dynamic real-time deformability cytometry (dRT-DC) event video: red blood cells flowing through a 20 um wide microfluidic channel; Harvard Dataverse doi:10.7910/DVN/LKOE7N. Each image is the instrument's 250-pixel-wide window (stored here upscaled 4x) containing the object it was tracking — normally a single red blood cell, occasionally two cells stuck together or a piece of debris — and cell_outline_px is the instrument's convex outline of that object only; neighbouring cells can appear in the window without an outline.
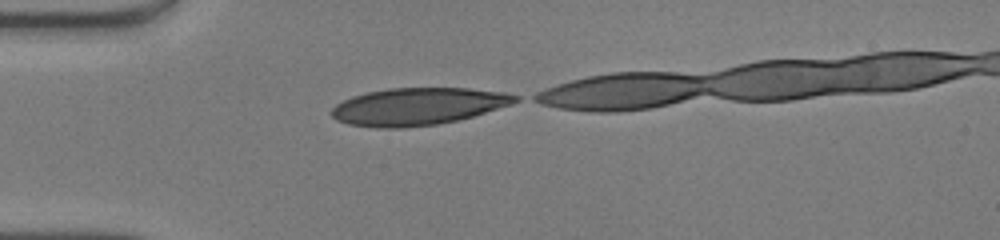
{"species": "human", "species_latin": "Homo sapiens", "temperature_condition": "warm", "stored_images_in_passage": 27, "camera_frame_rate_fps": 3000, "um_per_image_px": 0.085, "donor": {"sex": "male"}, "frame": {"image": 1, "passage_image": 1, "time_ms": 0.0, "image_size_px": [1000, 240], "cell_outline_px": [[520, 100], [512, 104], [472, 116], [456, 120], [436, 124], [404, 128], [376, 128], [348, 124], [336, 120], [332, 116], [332, 108], [336, 104], [352, 96], [368, 92], [388, 88], [468, 88], [508, 92], [520, 96]], "centroid_in_image_um": [35.54, 9.04], "position_along_channel_um": 49.5, "area_um2": 39.94}}
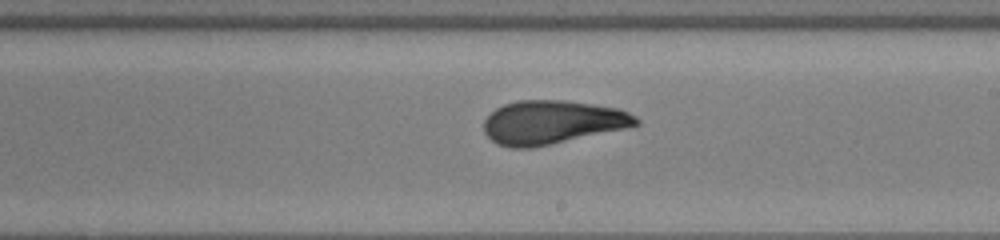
{"frame": {"image": 2, "passage_image": 16, "time_ms": 5.0, "image_size_px": [1000, 240], "cell_outline_px": [[640, 124], [628, 128], [532, 148], [508, 148], [496, 144], [484, 132], [484, 120], [496, 108], [504, 104], [516, 100], [564, 100], [592, 104], [616, 108], [628, 112], [636, 116], [640, 120]], "centroid_in_image_um": [46.93, 10.4], "position_along_channel_um": 242.1, "area_um2": 38.84}}
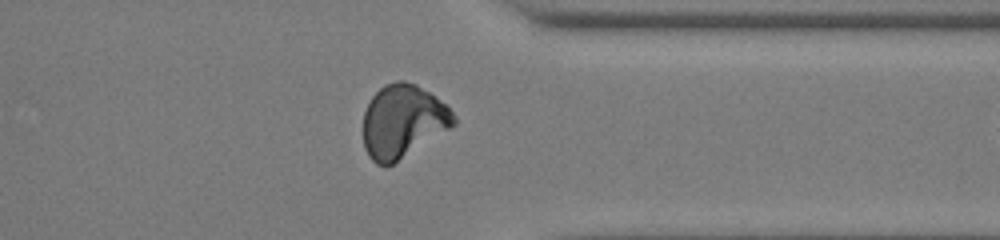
{"frame": {"image": 3, "passage_image": 26, "time_ms": 8.333, "image_size_px": [1000, 240], "cell_outline_px": [[456, 124], [392, 164], [376, 164], [368, 156], [364, 148], [364, 112], [372, 96], [384, 84], [396, 80], [404, 80], [416, 84], [428, 92], [444, 104], [456, 116]], "centroid_in_image_um": [34.22, 10.29], "position_along_channel_um": 377.2, "area_um2": 38.03}}